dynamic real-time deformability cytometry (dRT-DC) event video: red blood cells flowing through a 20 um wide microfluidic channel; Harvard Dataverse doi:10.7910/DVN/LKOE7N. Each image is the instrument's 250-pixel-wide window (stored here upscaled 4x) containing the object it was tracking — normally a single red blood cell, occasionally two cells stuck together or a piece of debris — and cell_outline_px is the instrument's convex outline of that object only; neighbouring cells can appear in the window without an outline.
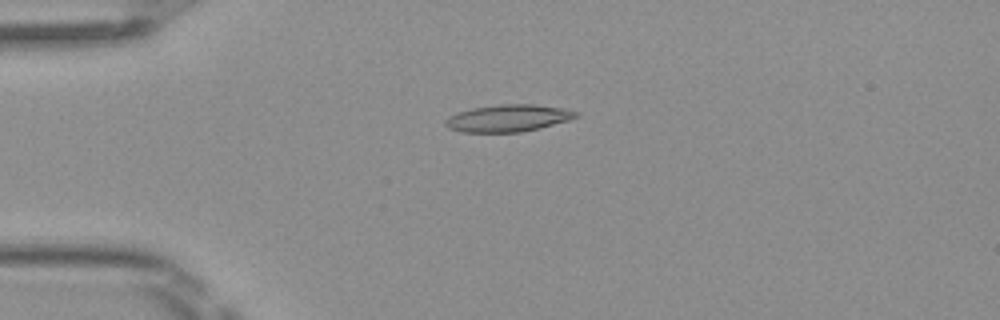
{"species": "Egyptian fruit bat (a non-hibernating species)", "species_latin": "Rousettus aegyptiacus", "temperature_condition": "room temperature", "stored_images_in_passage": 7, "camera_frame_rate_fps": 3000, "um_per_image_px": 0.085, "frame": {"image": 1, "passage_image": 4, "time_ms": 1.0, "image_size_px": [1000, 320], "cell_outline_px": [[580, 116], [568, 120], [540, 128], [520, 132], [460, 132], [448, 128], [444, 124], [444, 120], [448, 116], [456, 112], [472, 108], [496, 104], [536, 104], [564, 108], [576, 112]], "centroid_in_image_um": [43.14, 10.04], "position_along_channel_um": 41.9, "area_um2": 20.81}}
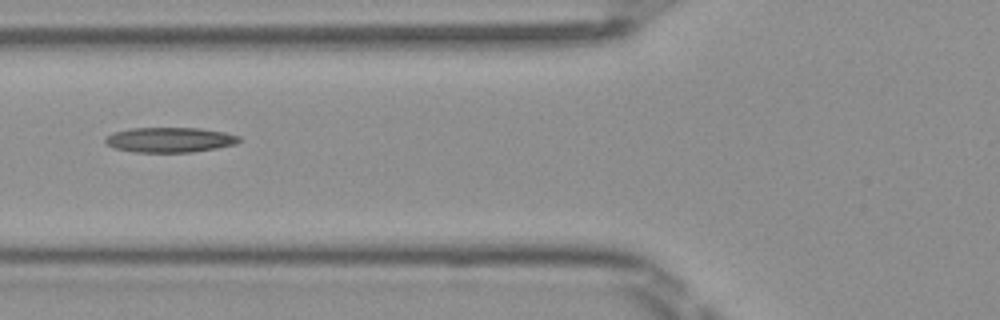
{"frame": {"image": 2, "passage_image": 6, "time_ms": 1.667, "image_size_px": [1000, 320], "cell_outline_px": [[240, 140], [236, 144], [216, 148], [192, 152], [132, 152], [116, 148], [108, 144], [104, 140], [112, 132], [132, 128], [200, 128], [224, 132], [240, 136]], "centroid_in_image_um": [14.45, 11.88], "position_along_channel_um": 111.4, "area_um2": 19.42}}
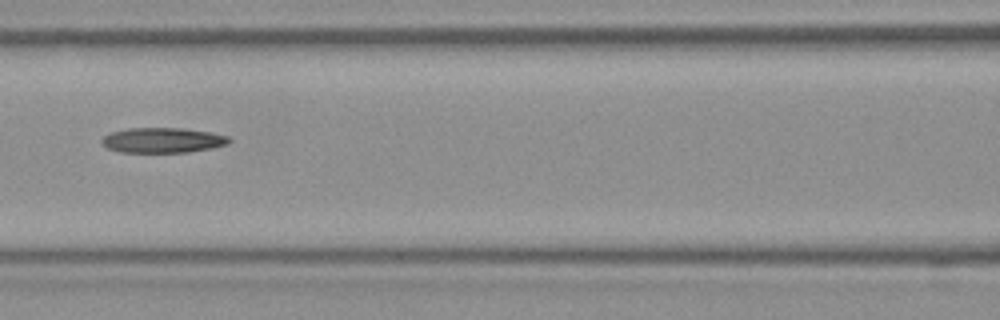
{"frame": {"image": 3, "passage_image": 7, "time_ms": 2.0, "image_size_px": [1000, 320], "cell_outline_px": [[232, 140], [228, 144], [188, 152], [120, 152], [108, 148], [100, 140], [104, 136], [112, 132], [128, 128], [180, 128], [212, 132], [228, 136]], "centroid_in_image_um": [13.84, 11.91], "position_along_channel_um": 152.8, "area_um2": 18.5}}